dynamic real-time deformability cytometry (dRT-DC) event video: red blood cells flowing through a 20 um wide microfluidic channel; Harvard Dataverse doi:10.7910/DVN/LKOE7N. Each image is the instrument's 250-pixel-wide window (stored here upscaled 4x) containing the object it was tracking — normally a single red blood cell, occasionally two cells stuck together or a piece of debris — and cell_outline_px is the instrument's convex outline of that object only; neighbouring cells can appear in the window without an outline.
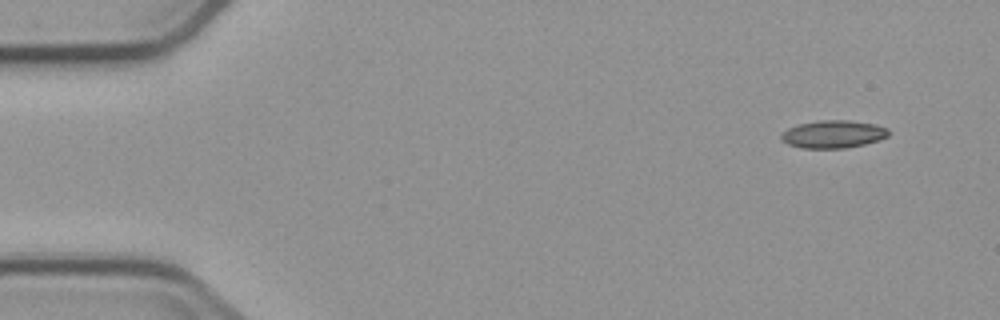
{"species": "common noctule bat (a hibernating species)", "species_latin": "Nyctalus noctula", "temperature_condition": "cold", "stored_images_in_passage": 8, "camera_frame_rate_fps": 3000, "um_per_image_px": 0.085, "animal": {"sex": "male", "body_mass_g": 23.1, "forearm_length_mm": 52.7}, "frame": {"image": 1, "passage_image": 1, "time_ms": 0.0, "image_size_px": [1000, 320], "cell_outline_px": [[888, 136], [880, 140], [864, 144], [844, 148], [800, 148], [788, 144], [780, 140], [780, 136], [788, 128], [800, 124], [820, 120], [848, 120], [876, 124], [888, 128]], "centroid_in_image_um": [70.83, 11.41], "position_along_channel_um": 14.2, "area_um2": 17.34}}
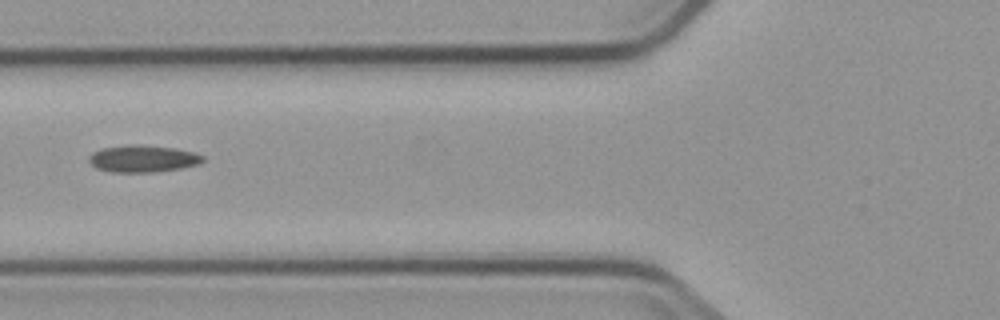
{"frame": {"image": 2, "passage_image": 6, "time_ms": 5.667, "image_size_px": [1000, 320], "cell_outline_px": [[204, 160], [200, 164], [180, 168], [152, 172], [112, 172], [96, 168], [88, 160], [88, 156], [92, 152], [100, 148], [132, 144], [140, 144], [176, 148], [192, 152], [204, 156]], "centroid_in_image_um": [12.12, 13.48], "position_along_channel_um": 113.7, "area_um2": 18.03}}
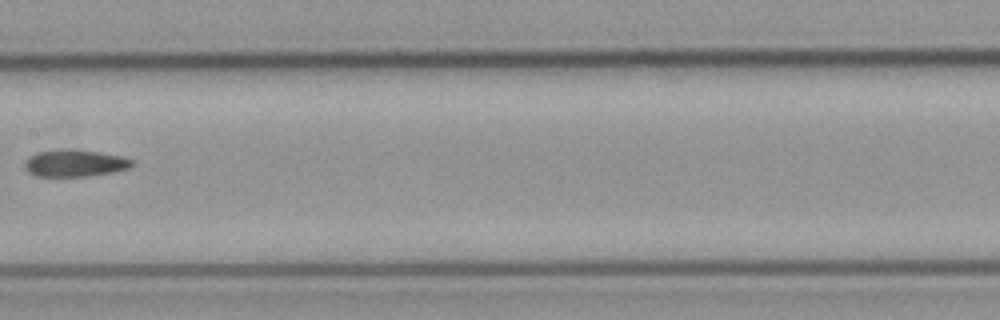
{"frame": {"image": 3, "passage_image": 8, "time_ms": 8.0, "image_size_px": [1000, 320], "cell_outline_px": [[132, 164], [128, 168], [112, 172], [88, 176], [36, 176], [28, 172], [24, 168], [24, 164], [36, 152], [68, 148], [100, 152], [120, 156], [132, 160]], "centroid_in_image_um": [6.33, 13.86], "position_along_channel_um": 201.1, "area_um2": 16.7}}